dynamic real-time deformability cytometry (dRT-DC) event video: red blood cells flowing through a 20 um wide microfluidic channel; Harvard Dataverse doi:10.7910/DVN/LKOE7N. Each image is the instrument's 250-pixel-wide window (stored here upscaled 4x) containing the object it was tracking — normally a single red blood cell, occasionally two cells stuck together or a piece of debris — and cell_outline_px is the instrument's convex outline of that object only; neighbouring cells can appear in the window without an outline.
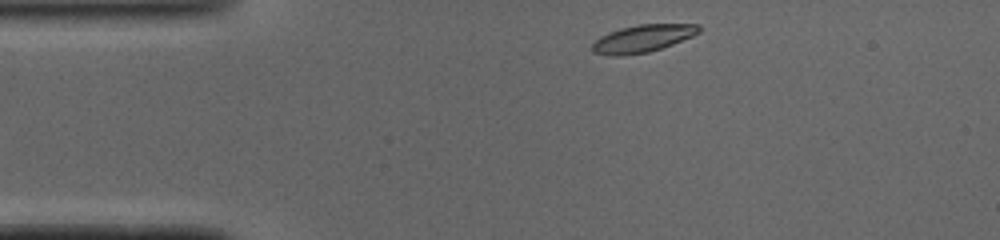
{"species": "common noctule bat (a hibernating species)", "species_latin": "Nyctalus noctula", "temperature_condition": "cold", "stored_images_in_passage": 41, "camera_frame_rate_fps": 3000, "um_per_image_px": 0.085, "animal": {"sex": "male", "body_mass_g": 19.0, "forearm_length_mm": 50.8}, "frame": {"image": 1, "passage_image": 1, "time_ms": 0.0, "image_size_px": [1000, 240], "cell_outline_px": [[700, 32], [692, 36], [672, 44], [648, 52], [620, 56], [612, 56], [592, 52], [592, 44], [600, 36], [608, 32], [620, 28], [636, 24], [696, 24], [700, 28]], "centroid_in_image_um": [54.59, 3.27], "position_along_channel_um": 30.4, "area_um2": 16.99}}
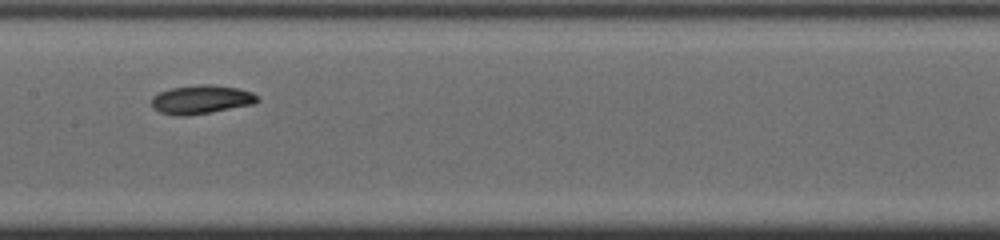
{"frame": {"image": 2, "passage_image": 16, "time_ms": 5.0, "image_size_px": [1000, 240], "cell_outline_px": [[260, 100], [256, 104], [188, 116], [176, 116], [160, 112], [152, 108], [152, 96], [160, 92], [172, 88], [196, 84], [212, 84], [240, 88], [252, 92]], "centroid_in_image_um": [17.12, 8.46], "position_along_channel_um": 190.3, "area_um2": 17.98}}
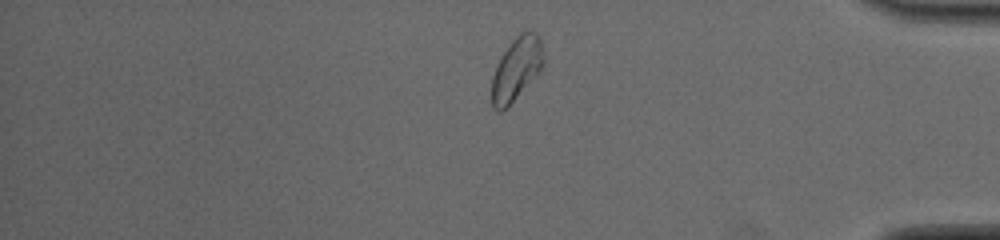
{"frame": {"image": 3, "passage_image": 33, "time_ms": 10.667, "image_size_px": [1000, 240], "cell_outline_px": [[544, 64], [512, 100], [500, 112], [496, 112], [492, 108], [492, 76], [496, 64], [500, 56], [512, 40], [520, 32], [536, 32], [540, 36], [544, 60]], "centroid_in_image_um": [43.86, 5.8], "position_along_channel_um": 391.3, "area_um2": 18.5}, "authors_computed_cell_mechanics": {"area_um2": 17.3978, "velocity_mm_per_s": 4.0526, "shape_relaxation_time_tau1_ms": 2.1523, "shape_relaxation_time_tau2_ms": 6.1034, "deformation_change_tau1": 0.0967, "deformation_change_tau2": 0.0832}}